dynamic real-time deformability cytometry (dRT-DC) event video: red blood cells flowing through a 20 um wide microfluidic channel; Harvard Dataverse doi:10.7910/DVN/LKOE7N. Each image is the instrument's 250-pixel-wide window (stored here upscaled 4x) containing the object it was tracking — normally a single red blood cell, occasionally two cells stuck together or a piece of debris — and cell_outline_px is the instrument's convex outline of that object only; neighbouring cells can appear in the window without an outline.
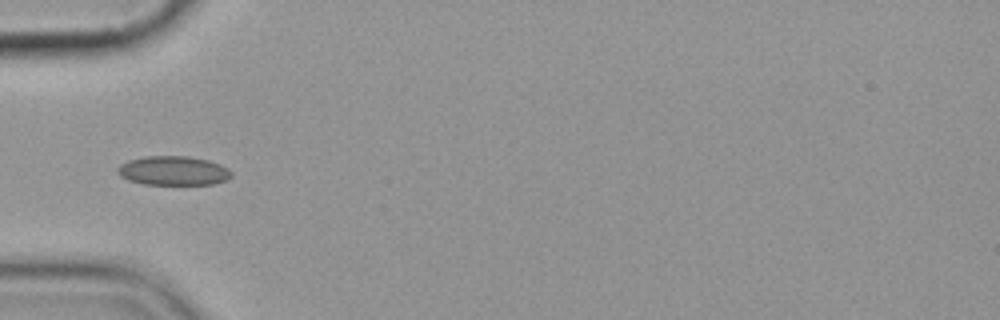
{"species": "common noctule bat (a hibernating species)", "species_latin": "Nyctalus noctula", "temperature_condition": "cold", "stored_images_in_passage": 9, "camera_frame_rate_fps": 3000, "um_per_image_px": 0.085, "animal": {"sex": "female", "body_mass_g": 19.9}, "frame": {"image": 1, "passage_image": 1, "time_ms": 0.0, "image_size_px": [1000, 320], "cell_outline_px": [[232, 176], [224, 180], [212, 184], [144, 184], [128, 180], [120, 176], [116, 172], [116, 168], [120, 164], [128, 160], [144, 156], [188, 156], [208, 160], [220, 164], [228, 168], [232, 172]], "centroid_in_image_um": [14.7, 14.5], "position_along_channel_um": 70.3, "area_um2": 19.42}}
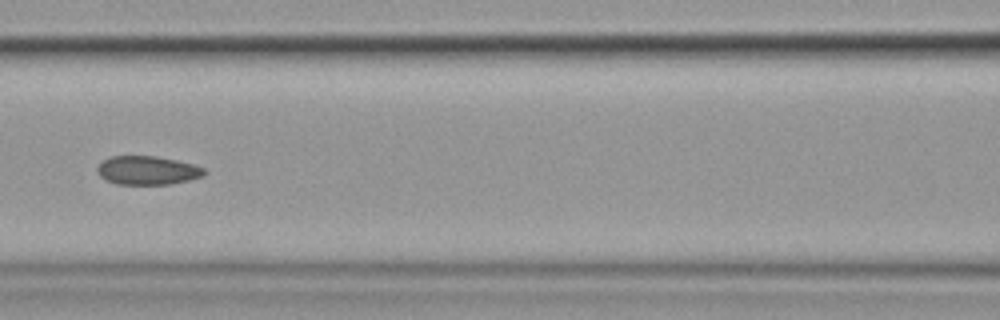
{"frame": {"image": 2, "passage_image": 3, "time_ms": 2.333, "image_size_px": [1000, 320], "cell_outline_px": [[208, 172], [204, 176], [188, 180], [168, 184], [116, 184], [100, 176], [96, 172], [96, 168], [104, 160], [112, 156], [156, 156], [176, 160], [192, 164], [204, 168]], "centroid_in_image_um": [12.55, 14.48], "position_along_channel_um": 154.1, "area_um2": 17.8}}
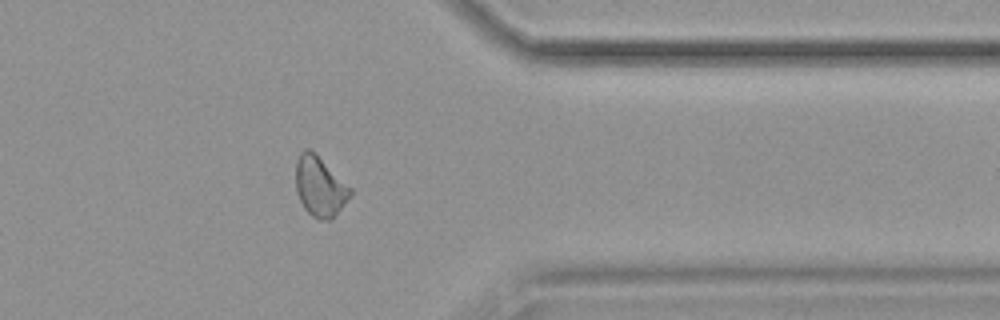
{"frame": {"image": 3, "passage_image": 9, "time_ms": 9.0, "image_size_px": [1000, 320], "cell_outline_px": [[352, 192], [332, 220], [320, 220], [312, 216], [304, 208], [300, 200], [296, 188], [296, 160], [300, 152], [304, 148], [308, 148], [352, 188]], "centroid_in_image_um": [27.17, 15.87], "position_along_channel_um": 384.2, "area_um2": 18.67}}